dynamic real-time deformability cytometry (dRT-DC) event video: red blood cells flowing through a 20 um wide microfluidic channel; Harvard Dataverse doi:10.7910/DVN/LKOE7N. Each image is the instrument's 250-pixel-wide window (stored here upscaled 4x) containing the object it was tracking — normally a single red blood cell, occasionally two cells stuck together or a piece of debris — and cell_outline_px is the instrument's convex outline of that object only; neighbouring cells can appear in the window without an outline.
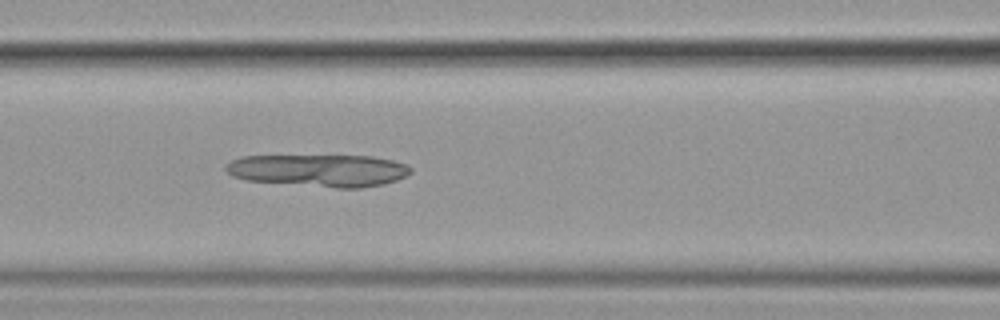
{"species": "common noctule bat (a hibernating species)", "species_latin": "Nyctalus noctula", "temperature_condition": "cold", "stored_images_in_passage": 53, "camera_frame_rate_fps": 3000, "um_per_image_px": 0.085, "animal": {"sex": "female", "body_mass_g": 19.9}, "frame": {"image": 1, "passage_image": 22, "time_ms": 7.0, "image_size_px": [1000, 320], "cell_outline_px": [[412, 172], [396, 180], [384, 184], [360, 188], [336, 188], [248, 180], [232, 176], [224, 168], [232, 160], [240, 156], [372, 156], [392, 160], [408, 164], [412, 168]], "centroid_in_image_um": [27.15, 14.48], "position_along_channel_um": 139.5, "area_um2": 34.74}}
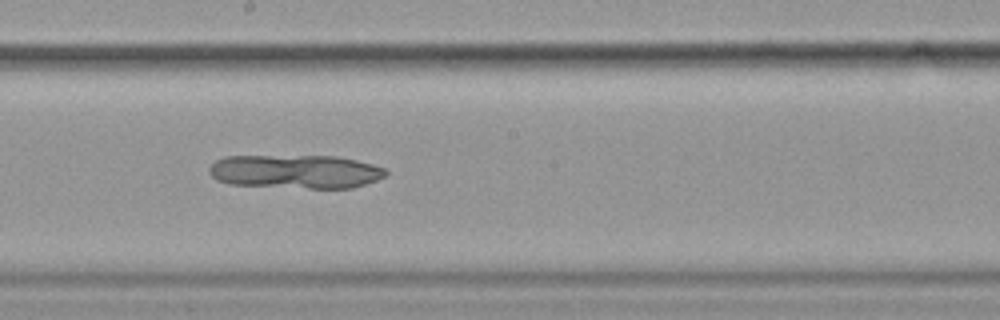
{"frame": {"image": 2, "passage_image": 29, "time_ms": 9.333, "image_size_px": [1000, 320], "cell_outline_px": [[388, 172], [384, 176], [376, 180], [352, 188], [308, 188], [228, 184], [216, 180], [208, 172], [208, 168], [216, 160], [224, 156], [336, 156], [356, 160], [372, 164], [384, 168]], "centroid_in_image_um": [25.09, 14.58], "position_along_channel_um": 223.1, "area_um2": 34.74}}
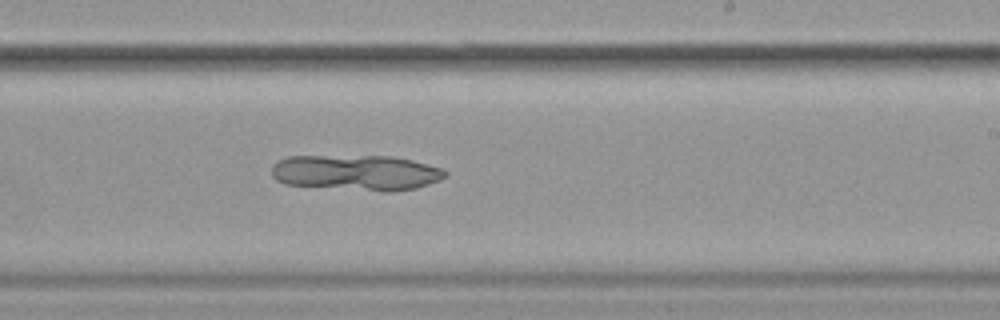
{"frame": {"image": 3, "passage_image": 32, "time_ms": 10.333, "image_size_px": [1000, 320], "cell_outline_px": [[448, 176], [440, 180], [416, 188], [392, 192], [384, 192], [284, 184], [276, 180], [272, 176], [272, 164], [276, 160], [288, 156], [392, 156], [412, 160], [444, 168], [448, 172]], "centroid_in_image_um": [30.3, 14.67], "position_along_channel_um": 258.7, "area_um2": 36.47}}